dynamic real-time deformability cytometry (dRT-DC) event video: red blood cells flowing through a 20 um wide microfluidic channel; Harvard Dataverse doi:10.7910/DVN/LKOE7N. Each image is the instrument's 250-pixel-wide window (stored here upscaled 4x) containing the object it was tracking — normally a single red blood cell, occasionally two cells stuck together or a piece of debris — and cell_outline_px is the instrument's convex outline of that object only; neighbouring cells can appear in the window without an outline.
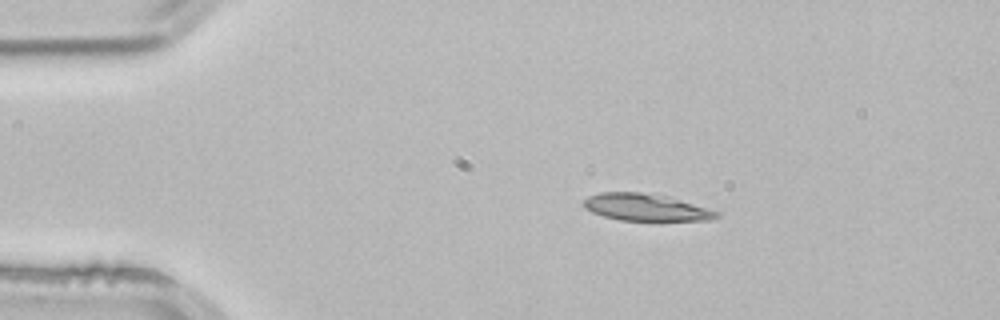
{"species": "common noctule bat (a hibernating species)", "species_latin": "Nyctalus noctula", "temperature_condition": "room temperature", "stored_images_in_passage": 2, "camera_frame_rate_fps": 3000, "um_per_image_px": 0.085, "animal": {"sex": "male", "body_mass_g": 21.5, "forearm_length_mm": 52.0}, "frame": {"image": 1, "passage_image": 1, "time_ms": 0.0, "image_size_px": [1000, 320], "cell_outline_px": [[720, 216], [712, 220], [620, 220], [604, 216], [592, 212], [584, 208], [584, 200], [588, 196], [600, 192], [640, 192], [668, 196], [720, 212]], "centroid_in_image_um": [54.9, 17.62], "position_along_channel_um": 30.1, "area_um2": 20.81}}